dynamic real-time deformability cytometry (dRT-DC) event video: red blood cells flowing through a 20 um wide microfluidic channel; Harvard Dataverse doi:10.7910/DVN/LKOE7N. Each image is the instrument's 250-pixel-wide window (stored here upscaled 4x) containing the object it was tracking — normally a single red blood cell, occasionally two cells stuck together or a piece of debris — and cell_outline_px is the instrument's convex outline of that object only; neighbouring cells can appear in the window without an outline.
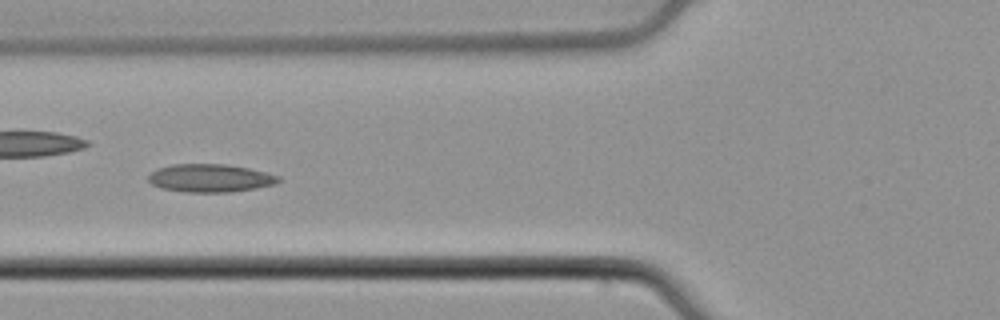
{"species": "common noctule bat (a hibernating species)", "species_latin": "Nyctalus noctula", "temperature_condition": "cold", "stored_images_in_passage": 39, "camera_frame_rate_fps": 3000, "um_per_image_px": 0.085, "animal": {"sex": "male", "body_mass_g": 21.5, "forearm_length_mm": 52.0}, "frame": {"image": 1, "passage_image": 17, "time_ms": 5.333, "image_size_px": [1000, 320], "cell_outline_px": [[284, 180], [276, 184], [232, 192], [184, 192], [160, 188], [152, 184], [148, 180], [148, 176], [156, 168], [172, 164], [224, 164], [248, 168], [280, 176]], "centroid_in_image_um": [17.87, 15.14], "position_along_channel_um": 107.9, "area_um2": 21.39}, "authors_computed_cell_mechanics": {"area_um2": 20.9236, "velocity_mm_per_s": 3.8162, "shape_relaxation_time_tau1_ms": 5.0772, "shape_relaxation_time_tau2_ms": 2.0067, "deformation_change_tau1": 0.1143, "deformation_change_tau2": 0.0853}}